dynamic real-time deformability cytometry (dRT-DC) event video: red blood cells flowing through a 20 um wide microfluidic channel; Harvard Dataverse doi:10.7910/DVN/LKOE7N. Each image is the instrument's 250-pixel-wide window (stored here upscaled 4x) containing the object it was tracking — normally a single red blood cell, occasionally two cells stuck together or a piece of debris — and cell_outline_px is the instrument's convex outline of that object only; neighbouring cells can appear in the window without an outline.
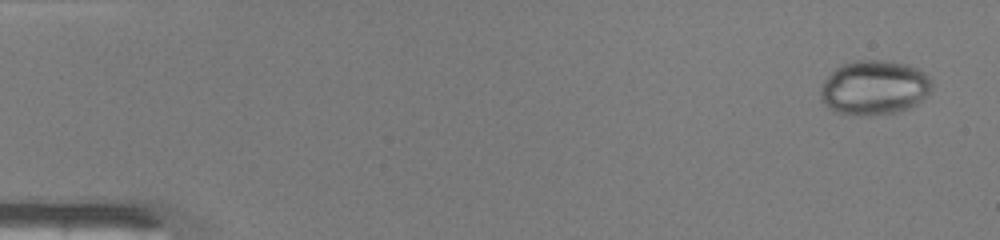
{"species": "common noctule bat (a hibernating species)", "species_latin": "Nyctalus noctula", "temperature_condition": "warm", "stored_images_in_passage": 46, "camera_frame_rate_fps": 3000, "um_per_image_px": 0.085, "animal": {"sex": "male", "body_mass_g": 19.0, "forearm_length_mm": 50.8}, "frame": {"image": 1, "passage_image": 1, "time_ms": 0.0, "image_size_px": [1000, 240], "cell_outline_px": [[932, 84], [928, 92], [916, 104], [908, 108], [896, 112], [860, 116], [836, 112], [828, 108], [820, 100], [820, 88], [824, 80], [836, 68], [844, 64], [856, 60], [892, 60], [916, 68], [924, 72], [932, 80]], "centroid_in_image_um": [74.27, 7.44], "position_along_channel_um": 10.7, "area_um2": 35.32}}
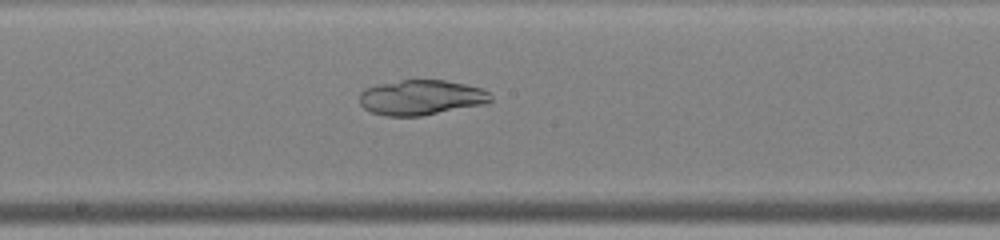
{"frame": {"image": 2, "passage_image": 25, "time_ms": 8.0, "image_size_px": [1000, 240], "cell_outline_px": [[492, 100], [480, 104], [420, 116], [384, 116], [372, 112], [364, 108], [360, 104], [360, 92], [364, 88], [380, 84], [400, 80], [444, 80], [464, 84], [480, 88], [488, 92], [492, 96]], "centroid_in_image_um": [35.74, 8.28], "position_along_channel_um": 212.5, "area_um2": 26.47}}
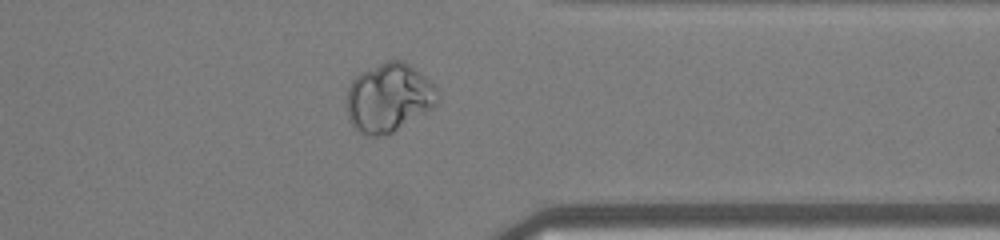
{"frame": {"image": 3, "passage_image": 37, "time_ms": 12.0, "image_size_px": [1000, 240], "cell_outline_px": [[440, 100], [432, 108], [388, 136], [368, 136], [360, 132], [352, 124], [348, 116], [348, 88], [352, 80], [360, 72], [388, 60], [400, 60], [408, 64], [420, 72], [436, 84], [440, 92]], "centroid_in_image_um": [33.1, 8.31], "position_along_channel_um": 378.3, "area_um2": 36.65}}